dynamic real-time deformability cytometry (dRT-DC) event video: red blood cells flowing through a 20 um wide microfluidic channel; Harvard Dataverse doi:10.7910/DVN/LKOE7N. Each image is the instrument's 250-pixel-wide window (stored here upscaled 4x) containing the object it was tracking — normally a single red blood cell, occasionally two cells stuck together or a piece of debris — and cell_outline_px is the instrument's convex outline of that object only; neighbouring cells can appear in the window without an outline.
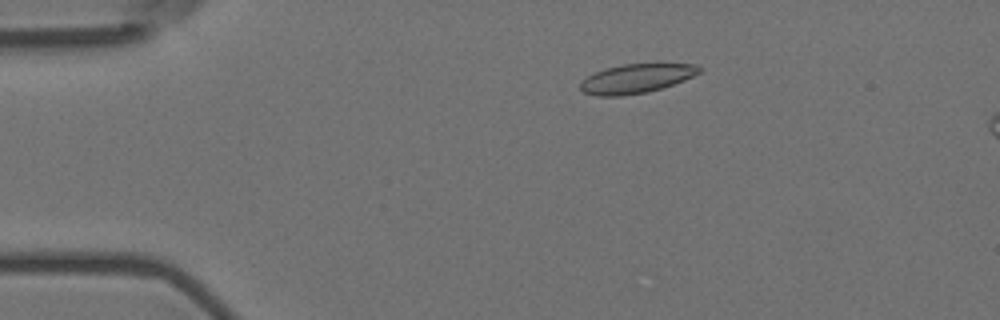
{"species": "Egyptian fruit bat (a non-hibernating species)", "species_latin": "Rousettus aegyptiacus", "temperature_condition": "room temperature", "stored_images_in_passage": 57, "camera_frame_rate_fps": 3000, "um_per_image_px": 0.085, "animal": {"sex": "female"}, "frame": {"image": 1, "passage_image": 11, "time_ms": 3.333, "image_size_px": [1000, 320], "cell_outline_px": [[704, 68], [700, 72], [684, 80], [648, 92], [620, 96], [596, 96], [584, 92], [580, 88], [580, 80], [596, 72], [608, 68], [624, 64], [656, 60], [660, 60], [696, 64]], "centroid_in_image_um": [54.18, 6.61], "position_along_channel_um": 30.8, "area_um2": 21.1}}
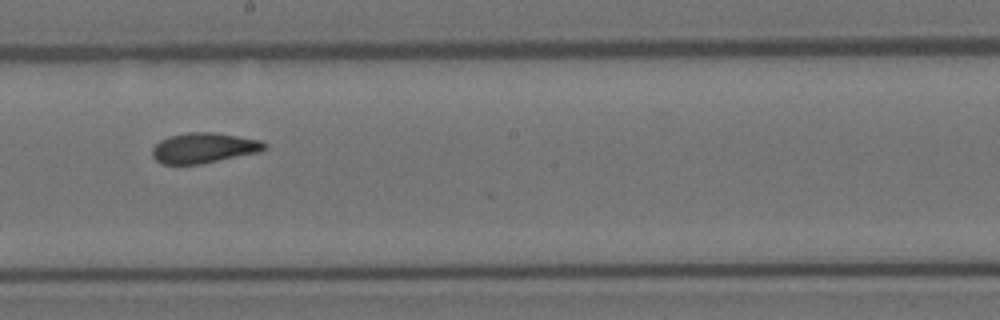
{"frame": {"image": 2, "passage_image": 32, "time_ms": 10.333, "image_size_px": [1000, 320], "cell_outline_px": [[268, 148], [260, 152], [200, 164], [160, 164], [152, 156], [152, 148], [160, 140], [168, 136], [188, 132], [212, 132], [260, 140], [268, 144]], "centroid_in_image_um": [17.32, 12.57], "position_along_channel_um": 230.9, "area_um2": 19.88}}
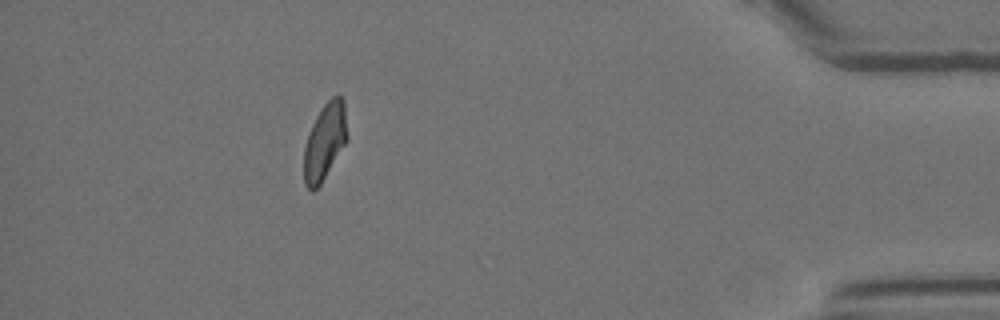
{"frame": {"image": 3, "passage_image": 51, "time_ms": 16.667, "image_size_px": [1000, 320], "cell_outline_px": [[348, 140], [320, 184], [312, 192], [304, 184], [304, 148], [312, 124], [316, 116], [324, 104], [332, 96], [340, 96], [344, 100], [348, 136]], "centroid_in_image_um": [27.62, 12.02], "position_along_channel_um": 407.6, "area_um2": 19.25}, "authors_computed_cell_mechanics": {"area_um2": 19.8832, "velocity_mm_per_s": 3.6161, "shape_relaxation_time_tau1_ms": null, "shape_relaxation_time_tau2_ms": 1.7601, "deformation_change_tau1": null, "deformation_change_tau2": 0.0664}}